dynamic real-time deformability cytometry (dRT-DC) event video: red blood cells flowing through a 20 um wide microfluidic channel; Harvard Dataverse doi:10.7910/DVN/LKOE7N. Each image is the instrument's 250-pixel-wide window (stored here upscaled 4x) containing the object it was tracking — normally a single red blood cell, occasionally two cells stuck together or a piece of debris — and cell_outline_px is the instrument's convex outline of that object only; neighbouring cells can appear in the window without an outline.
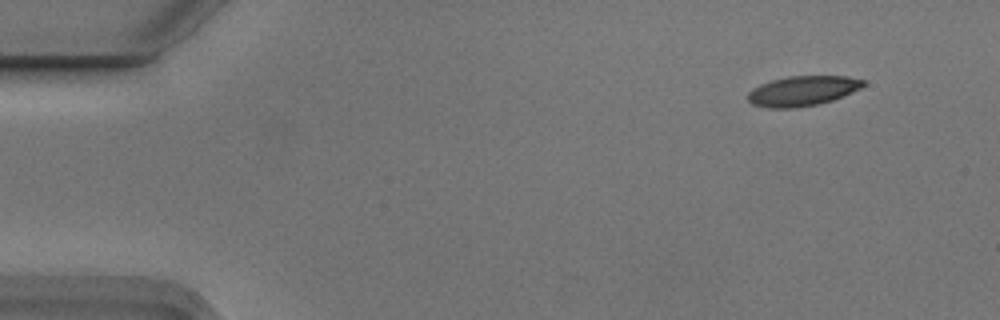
{"species": "Egyptian fruit bat (a non-hibernating species)", "species_latin": "Rousettus aegyptiacus", "temperature_condition": "cold", "stored_images_in_passage": 4, "camera_frame_rate_fps": 3000, "um_per_image_px": 0.085, "animal": {"sex": "male"}, "frame": {"image": 1, "passage_image": 1, "time_ms": 0.0, "image_size_px": [1000, 320], "cell_outline_px": [[864, 84], [860, 88], [852, 92], [832, 100], [816, 104], [796, 108], [768, 108], [752, 104], [748, 100], [748, 92], [752, 88], [760, 84], [772, 80], [788, 76], [848, 76], [864, 80]], "centroid_in_image_um": [68.18, 7.72], "position_along_channel_um": 16.8, "area_um2": 20.06}}
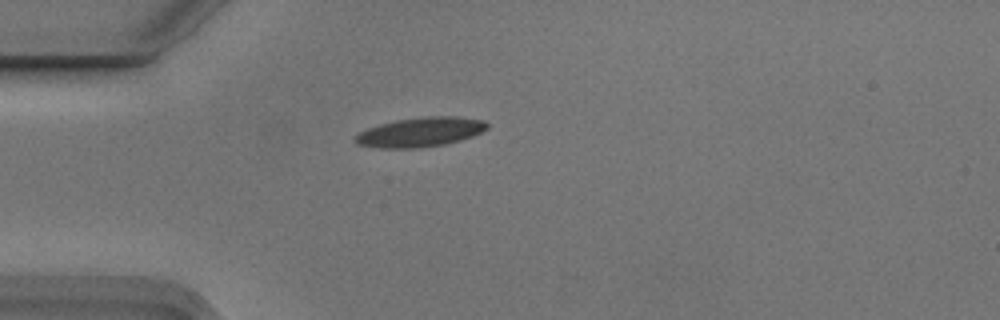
{"frame": {"image": 2, "passage_image": 4, "time_ms": 1.0, "image_size_px": [1000, 320], "cell_outline_px": [[488, 128], [472, 136], [460, 140], [444, 144], [420, 148], [380, 148], [356, 144], [352, 140], [360, 132], [368, 128], [380, 124], [396, 120], [424, 116], [456, 116], [484, 120], [488, 124]], "centroid_in_image_um": [35.72, 11.22], "position_along_channel_um": 49.3, "area_um2": 22.66}}